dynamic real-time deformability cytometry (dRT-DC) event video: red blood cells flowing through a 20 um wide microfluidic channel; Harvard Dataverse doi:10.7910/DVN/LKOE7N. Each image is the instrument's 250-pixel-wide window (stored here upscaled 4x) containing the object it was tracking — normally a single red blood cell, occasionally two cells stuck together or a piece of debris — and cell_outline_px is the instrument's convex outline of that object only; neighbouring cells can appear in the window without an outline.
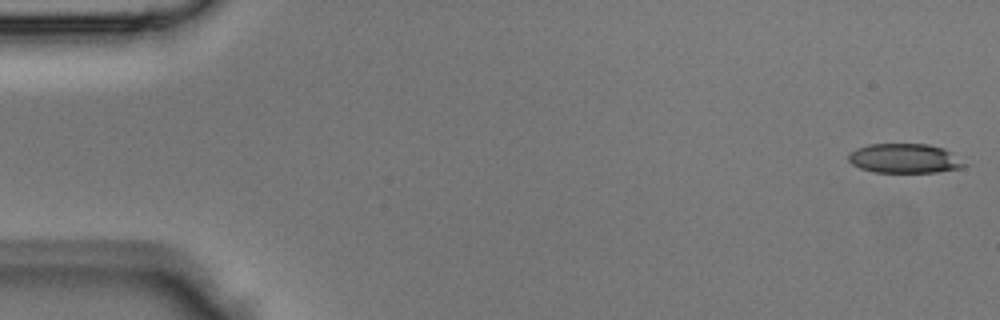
{"species": "Egyptian fruit bat (a non-hibernating species)", "species_latin": "Rousettus aegyptiacus", "temperature_condition": "room temperature", "stored_images_in_passage": 43, "camera_frame_rate_fps": 3000, "um_per_image_px": 0.085, "animal": {"sex": "male"}, "frame": {"image": 1, "passage_image": 1, "time_ms": 0.0, "image_size_px": [1000, 320], "cell_outline_px": [[968, 164], [960, 168], [936, 172], [876, 172], [860, 168], [852, 164], [848, 160], [848, 152], [856, 148], [868, 144], [928, 144], [944, 148]], "centroid_in_image_um": [76.86, 13.46], "position_along_channel_um": 8.1, "area_um2": 19.88}}
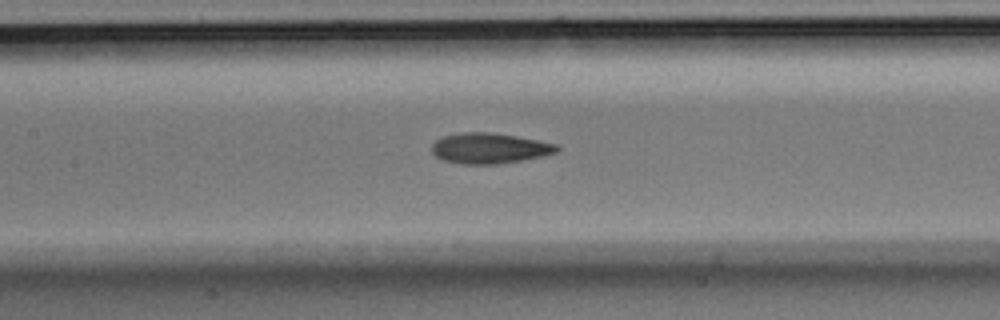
{"frame": {"image": 2, "passage_image": 20, "time_ms": 6.333, "image_size_px": [1000, 320], "cell_outline_px": [[560, 148], [556, 152], [544, 156], [500, 164], [460, 164], [444, 160], [436, 156], [432, 152], [432, 144], [436, 140], [444, 136], [460, 132], [488, 132], [516, 136], [556, 144]], "centroid_in_image_um": [41.59, 12.6], "position_along_channel_um": 165.8, "area_um2": 22.2}}
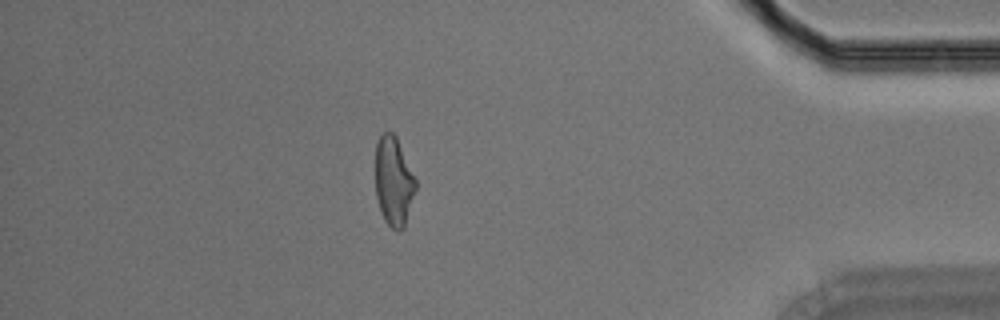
{"frame": {"image": 3, "passage_image": 38, "time_ms": 12.333, "image_size_px": [1000, 320], "cell_outline_px": [[416, 188], [404, 228], [400, 232], [396, 232], [384, 220], [376, 196], [376, 144], [380, 136], [384, 132], [392, 132], [396, 136], [416, 180]], "centroid_in_image_um": [33.46, 15.44], "position_along_channel_um": 401.7, "area_um2": 20.75}}